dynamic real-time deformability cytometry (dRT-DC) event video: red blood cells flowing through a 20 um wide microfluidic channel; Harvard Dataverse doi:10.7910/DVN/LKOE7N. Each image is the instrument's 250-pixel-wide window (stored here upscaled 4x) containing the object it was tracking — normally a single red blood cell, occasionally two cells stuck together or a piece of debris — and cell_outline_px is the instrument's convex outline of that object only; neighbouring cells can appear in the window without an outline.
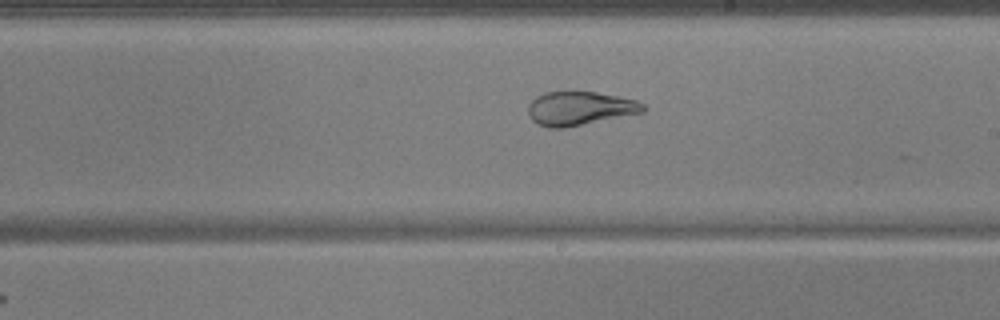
{"species": "common noctule bat (a hibernating species)", "species_latin": "Nyctalus noctula", "temperature_condition": "warm", "stored_images_in_passage": 53, "camera_frame_rate_fps": 3000, "um_per_image_px": 0.085, "animal": {"sex": "male", "body_mass_g": 17.9, "forearm_length_mm": 54.2}, "frame": {"image": 1, "passage_image": 31, "time_ms": 10.0, "image_size_px": [1000, 320], "cell_outline_px": [[648, 108], [644, 112], [564, 128], [548, 128], [536, 124], [528, 116], [528, 104], [536, 96], [544, 92], [572, 88], [620, 96], [636, 100], [644, 104]], "centroid_in_image_um": [49.25, 9.17], "position_along_channel_um": 239.8, "area_um2": 23.58}}